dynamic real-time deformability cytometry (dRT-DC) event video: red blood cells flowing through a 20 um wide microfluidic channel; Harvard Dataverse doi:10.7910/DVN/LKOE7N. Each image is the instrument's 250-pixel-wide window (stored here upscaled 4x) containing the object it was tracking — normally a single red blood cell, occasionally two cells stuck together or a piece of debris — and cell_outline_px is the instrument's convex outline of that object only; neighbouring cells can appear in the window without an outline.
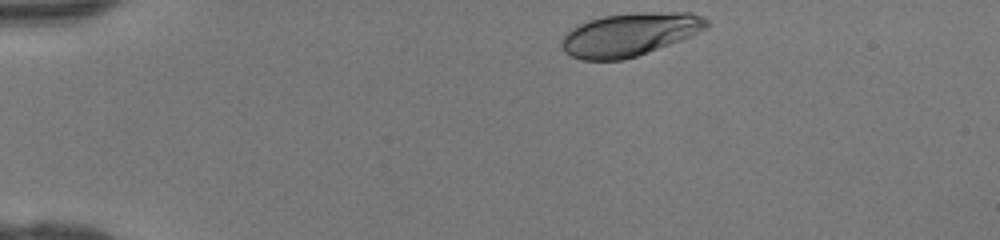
{"species": "human", "species_latin": "Homo sapiens", "temperature_condition": "room temperature", "stored_images_in_passage": 33, "camera_frame_rate_fps": 3000, "um_per_image_px": 0.085, "donor": {"sex": "female"}, "frame": {"image": 1, "passage_image": 1, "time_ms": 0.0, "image_size_px": [1000, 240], "cell_outline_px": [[708, 28], [692, 36], [648, 52], [624, 60], [580, 60], [564, 52], [560, 44], [560, 40], [576, 24], [588, 20], [604, 16], [632, 12], [692, 12], [704, 16], [708, 20]], "centroid_in_image_um": [53.54, 2.92], "position_along_channel_um": 31.5, "area_um2": 36.88}}
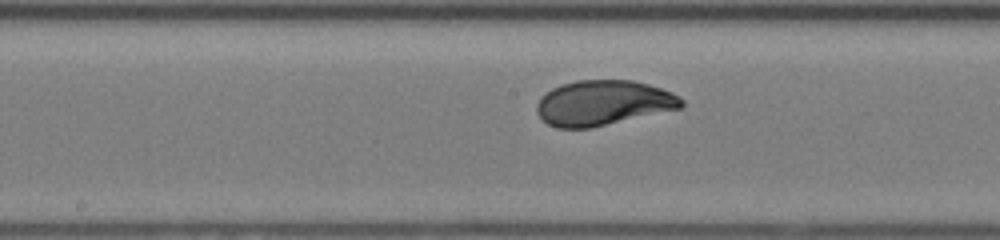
{"frame": {"image": 2, "passage_image": 17, "time_ms": 5.333, "image_size_px": [1000, 240], "cell_outline_px": [[684, 104], [680, 108], [592, 128], [556, 128], [548, 124], [536, 112], [536, 104], [552, 88], [560, 84], [576, 80], [632, 80], [648, 84], [672, 92], [684, 100]], "centroid_in_image_um": [51.27, 8.75], "position_along_channel_um": 196.9, "area_um2": 37.92}}
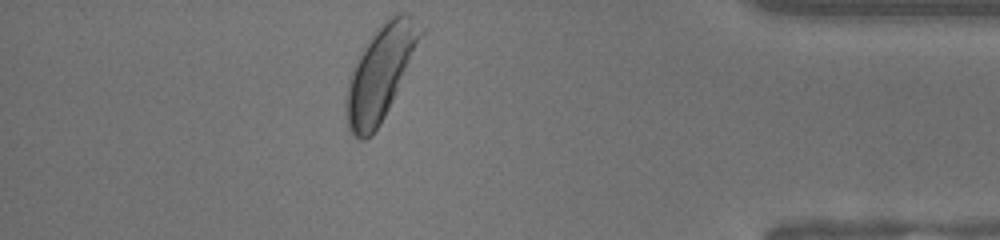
{"frame": {"image": 3, "passage_image": 33, "time_ms": 10.667, "image_size_px": [1000, 240], "cell_outline_px": [[428, 28], [380, 124], [364, 140], [360, 140], [348, 128], [344, 116], [344, 96], [348, 76], [364, 44], [372, 32], [388, 16], [396, 12], [404, 12], [412, 16]], "centroid_in_image_um": [32.33, 6.09], "position_along_channel_um": 402.9, "area_um2": 41.56}}